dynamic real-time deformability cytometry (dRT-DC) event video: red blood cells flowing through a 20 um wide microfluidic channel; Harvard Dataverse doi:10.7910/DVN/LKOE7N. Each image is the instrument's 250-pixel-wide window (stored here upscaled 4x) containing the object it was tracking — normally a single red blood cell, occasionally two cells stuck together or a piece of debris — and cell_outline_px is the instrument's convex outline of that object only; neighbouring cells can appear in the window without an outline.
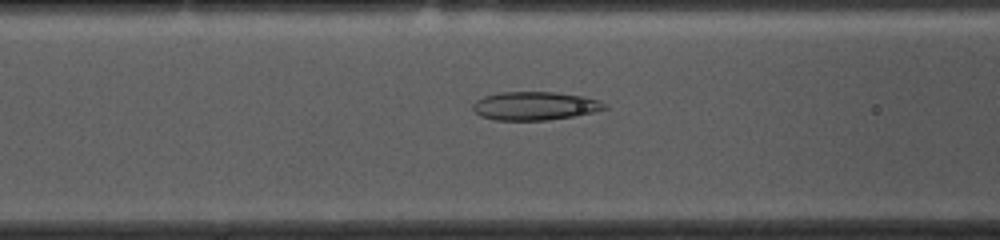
{"species": "common noctule bat (a hibernating species)", "species_latin": "Nyctalus noctula", "temperature_condition": "cold", "stored_images_in_passage": 47, "camera_frame_rate_fps": 3000, "um_per_image_px": 0.085, "animal": {"sex": "female", "body_mass_g": 10.0, "forearm_length_mm": 53.1}, "frame": {"image": 1, "passage_image": 13, "time_ms": 4.0, "image_size_px": [1000, 240], "cell_outline_px": [[608, 108], [576, 116], [548, 120], [496, 120], [480, 116], [472, 108], [472, 104], [476, 100], [484, 96], [500, 92], [552, 92], [584, 96], [600, 100]], "centroid_in_image_um": [45.46, 9.0], "position_along_channel_um": 121.1, "area_um2": 21.85}}
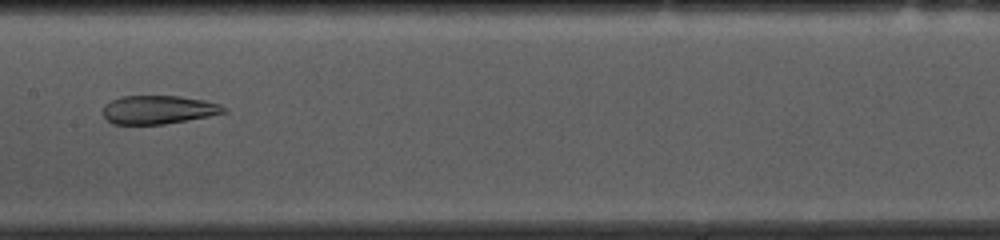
{"frame": {"image": 2, "passage_image": 19, "time_ms": 6.0, "image_size_px": [1000, 240], "cell_outline_px": [[228, 112], [188, 120], [164, 124], [112, 124], [104, 116], [104, 108], [112, 100], [124, 96], [180, 96], [204, 100], [220, 104], [228, 108]], "centroid_in_image_um": [13.53, 9.33], "position_along_channel_um": 193.9, "area_um2": 19.94}}
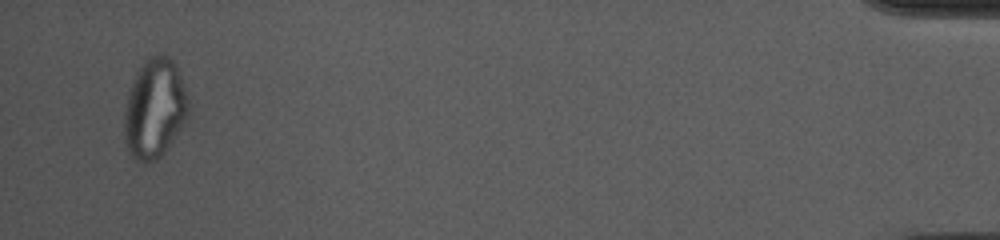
{"frame": {"image": 3, "passage_image": 45, "time_ms": 14.667, "image_size_px": [1000, 240], "cell_outline_px": [[188, 116], [164, 152], [156, 160], [144, 164], [136, 160], [128, 152], [124, 144], [124, 108], [128, 92], [140, 64], [148, 56], [160, 52], [168, 56], [176, 64], [188, 100]], "centroid_in_image_um": [13.1, 9.21], "position_along_channel_um": 422.1, "area_um2": 37.45}, "authors_computed_cell_mechanics": {"area_um2": 26.877, "velocity_mm_per_s": 3.632, "shape_relaxation_time_tau1_ms": null, "shape_relaxation_time_tau2_ms": 1.5257, "deformation_change_tau1": null, "deformation_change_tau2": 0.0927}}